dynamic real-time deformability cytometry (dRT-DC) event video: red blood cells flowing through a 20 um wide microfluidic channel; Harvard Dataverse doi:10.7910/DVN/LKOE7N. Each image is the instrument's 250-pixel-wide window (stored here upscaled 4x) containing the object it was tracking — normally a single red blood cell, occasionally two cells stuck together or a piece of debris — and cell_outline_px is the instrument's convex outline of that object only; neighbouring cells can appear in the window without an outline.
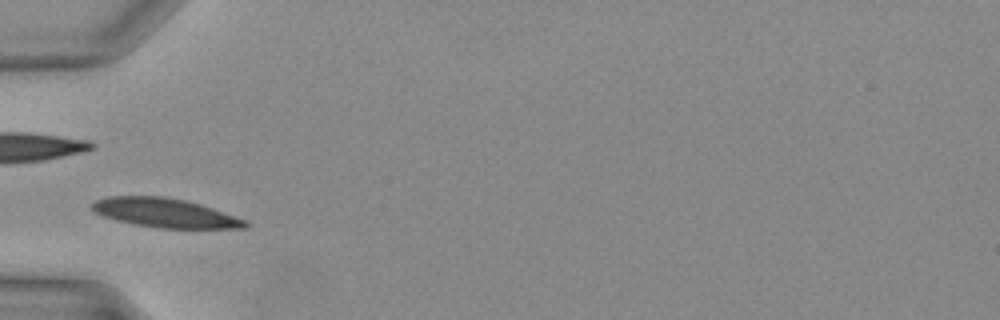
{"species": "Egyptian fruit bat (a non-hibernating species)", "species_latin": "Rousettus aegyptiacus", "temperature_condition": "warm", "stored_images_in_passage": 26, "camera_frame_rate_fps": 3000, "um_per_image_px": 0.085, "animal": {"sex": "female"}, "frame": {"image": 1, "passage_image": 1, "time_ms": 0.0, "image_size_px": [1000, 320], "cell_outline_px": [[248, 228], [156, 228], [132, 224], [116, 220], [92, 212], [92, 204], [96, 200], [108, 196], [164, 196], [184, 200], [200, 204], [212, 208], [244, 220], [248, 224]], "centroid_in_image_um": [13.97, 18.1], "position_along_channel_um": 71.0, "area_um2": 25.84}}